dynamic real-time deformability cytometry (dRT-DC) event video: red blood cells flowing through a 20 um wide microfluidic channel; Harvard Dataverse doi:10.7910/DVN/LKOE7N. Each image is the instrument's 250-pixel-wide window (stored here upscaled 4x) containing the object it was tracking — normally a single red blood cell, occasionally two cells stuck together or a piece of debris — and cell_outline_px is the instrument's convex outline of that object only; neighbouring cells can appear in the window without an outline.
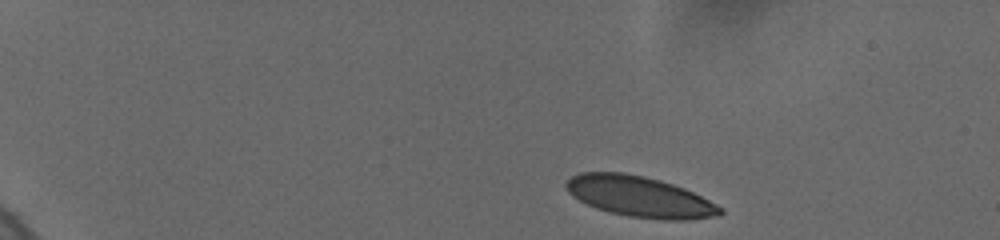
{"species": "human", "species_latin": "Homo sapiens", "temperature_condition": "cold", "stored_images_in_passage": 20, "camera_frame_rate_fps": 3000, "um_per_image_px": 0.085, "donor": {"sex": "female"}, "frame": {"image": 1, "passage_image": 1, "time_ms": 0.0, "image_size_px": [1000, 240], "cell_outline_px": [[724, 212], [720, 216], [688, 220], [664, 220], [628, 216], [608, 212], [596, 208], [572, 196], [568, 192], [564, 184], [572, 176], [580, 172], [624, 172], [644, 176], [660, 180], [684, 188], [724, 208]], "centroid_in_image_um": [54.38, 16.72], "position_along_channel_um": 30.6, "area_um2": 36.65}}
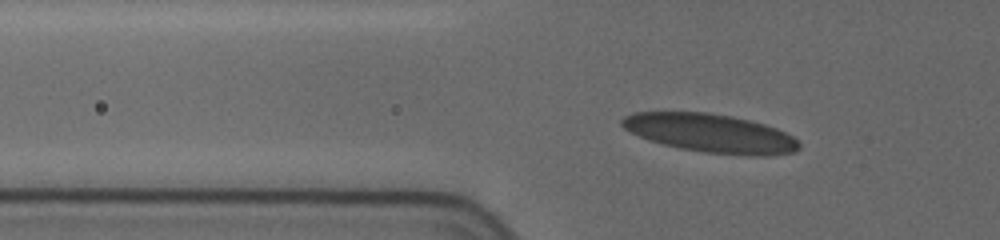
{"frame": {"image": 2, "passage_image": 14, "time_ms": 3.667, "image_size_px": [1000, 240], "cell_outline_px": [[800, 148], [792, 152], [768, 156], [748, 156], [704, 152], [680, 148], [648, 140], [624, 128], [620, 124], [620, 120], [624, 116], [632, 112], [708, 112], [732, 116], [764, 124], [776, 128], [792, 136], [800, 144]], "centroid_in_image_um": [60.38, 11.32], "position_along_channel_um": 65.4, "area_um2": 39.77}}
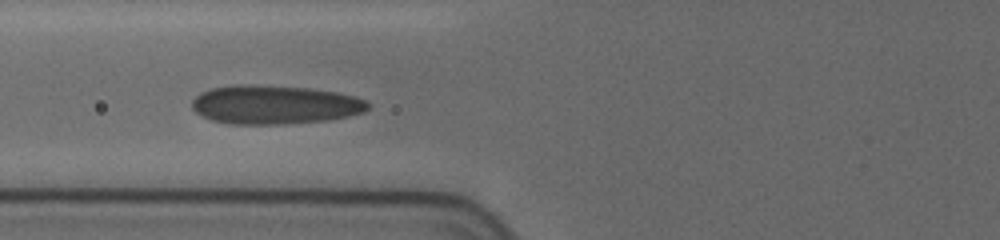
{"frame": {"image": 3, "passage_image": 19, "time_ms": 5.0, "image_size_px": [1000, 240], "cell_outline_px": [[372, 104], [364, 112], [348, 116], [328, 120], [280, 124], [228, 124], [212, 120], [196, 112], [192, 108], [192, 100], [200, 92], [212, 88], [232, 84], [256, 84], [308, 88], [336, 92], [356, 96]], "centroid_in_image_um": [23.34, 8.89], "position_along_channel_um": 102.5, "area_um2": 40.06}}